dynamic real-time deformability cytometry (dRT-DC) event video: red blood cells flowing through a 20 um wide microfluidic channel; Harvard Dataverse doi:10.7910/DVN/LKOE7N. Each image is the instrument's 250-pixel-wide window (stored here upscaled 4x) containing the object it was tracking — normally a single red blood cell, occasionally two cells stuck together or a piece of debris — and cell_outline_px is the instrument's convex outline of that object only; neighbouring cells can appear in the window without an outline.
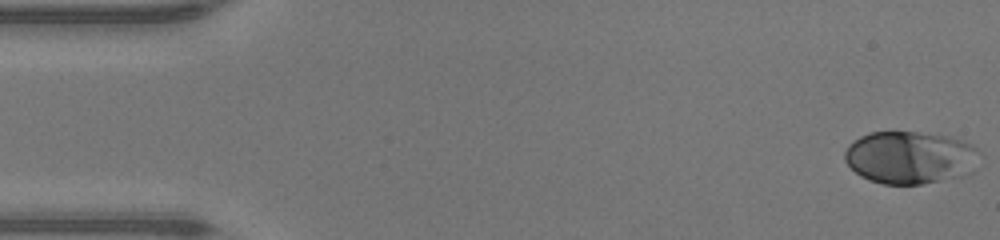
{"species": "human", "species_latin": "Homo sapiens", "temperature_condition": "warm", "stored_images_in_passage": 47, "camera_frame_rate_fps": 3000, "um_per_image_px": 0.085, "donor": {"sex": "male"}, "frame": {"image": 1, "passage_image": 1, "time_ms": 0.0, "image_size_px": [1000, 240], "cell_outline_px": [[984, 156], [972, 172], [964, 176], [920, 184], [884, 184], [868, 180], [860, 176], [844, 160], [844, 152], [848, 144], [860, 136], [872, 132], [916, 132], [948, 136], [972, 144]], "centroid_in_image_um": [77.4, 13.39], "position_along_channel_um": 7.6, "area_um2": 41.85}}
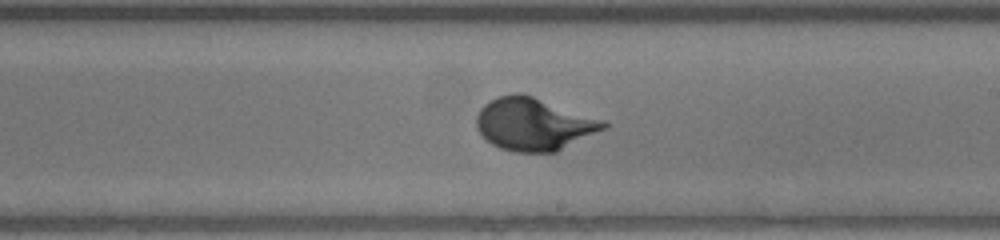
{"frame": {"image": 2, "passage_image": 27, "time_ms": 8.667, "image_size_px": [1000, 240], "cell_outline_px": [[608, 128], [556, 152], [516, 152], [500, 148], [492, 144], [476, 128], [476, 116], [480, 108], [484, 104], [500, 96], [512, 92], [520, 92], [604, 120], [608, 124]], "centroid_in_image_um": [45.38, 10.55], "position_along_channel_um": 243.6, "area_um2": 38.84}}
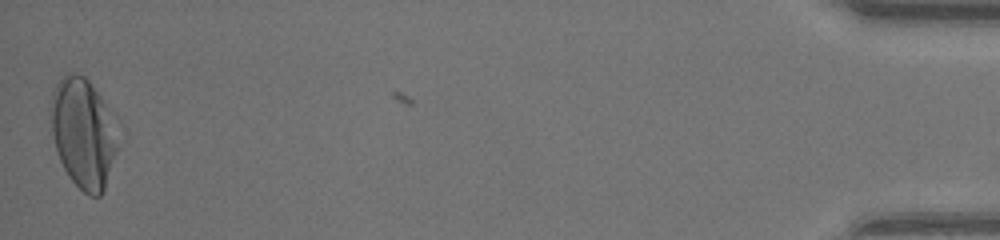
{"frame": {"image": 3, "passage_image": 47, "time_ms": 15.333, "image_size_px": [1000, 240], "cell_outline_px": [[116, 152], [104, 188], [100, 196], [88, 196], [68, 176], [56, 152], [48, 112], [48, 104], [52, 92], [56, 84], [68, 72], [72, 72], [84, 76], [88, 80], [100, 96], [104, 104], [116, 148]], "centroid_in_image_um": [6.95, 11.3], "position_along_channel_um": 428.2, "area_um2": 41.67}, "authors_computed_cell_mechanics": {"area_um2": 38.0324, "velocity_mm_per_s": 4.3351, "shape_relaxation_time_tau1_ms": 3.009, "shape_relaxation_time_tau2_ms": null, "deformation_change_tau1": 0.2136, "deformation_change_tau2": null}}